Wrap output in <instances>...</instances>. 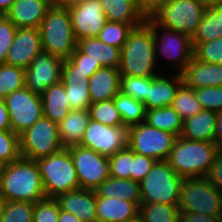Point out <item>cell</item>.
<instances>
[{"label": "cell", "mask_w": 222, "mask_h": 222, "mask_svg": "<svg viewBox=\"0 0 222 222\" xmlns=\"http://www.w3.org/2000/svg\"><path fill=\"white\" fill-rule=\"evenodd\" d=\"M0 190L6 202L22 201L35 204L46 198L37 162L22 157L4 164L0 175Z\"/></svg>", "instance_id": "cell-1"}, {"label": "cell", "mask_w": 222, "mask_h": 222, "mask_svg": "<svg viewBox=\"0 0 222 222\" xmlns=\"http://www.w3.org/2000/svg\"><path fill=\"white\" fill-rule=\"evenodd\" d=\"M156 63L152 26L145 20L131 31L121 48L119 71L128 76H157Z\"/></svg>", "instance_id": "cell-2"}, {"label": "cell", "mask_w": 222, "mask_h": 222, "mask_svg": "<svg viewBox=\"0 0 222 222\" xmlns=\"http://www.w3.org/2000/svg\"><path fill=\"white\" fill-rule=\"evenodd\" d=\"M218 151L214 142L179 136L166 161L182 178L206 177Z\"/></svg>", "instance_id": "cell-3"}, {"label": "cell", "mask_w": 222, "mask_h": 222, "mask_svg": "<svg viewBox=\"0 0 222 222\" xmlns=\"http://www.w3.org/2000/svg\"><path fill=\"white\" fill-rule=\"evenodd\" d=\"M38 29L44 51L63 61L74 53L77 39L68 9L51 5Z\"/></svg>", "instance_id": "cell-4"}, {"label": "cell", "mask_w": 222, "mask_h": 222, "mask_svg": "<svg viewBox=\"0 0 222 222\" xmlns=\"http://www.w3.org/2000/svg\"><path fill=\"white\" fill-rule=\"evenodd\" d=\"M46 198L80 188L76 170L68 148L36 160Z\"/></svg>", "instance_id": "cell-5"}, {"label": "cell", "mask_w": 222, "mask_h": 222, "mask_svg": "<svg viewBox=\"0 0 222 222\" xmlns=\"http://www.w3.org/2000/svg\"><path fill=\"white\" fill-rule=\"evenodd\" d=\"M183 180L166 160L156 161L140 182L142 203L179 205Z\"/></svg>", "instance_id": "cell-6"}, {"label": "cell", "mask_w": 222, "mask_h": 222, "mask_svg": "<svg viewBox=\"0 0 222 222\" xmlns=\"http://www.w3.org/2000/svg\"><path fill=\"white\" fill-rule=\"evenodd\" d=\"M206 12L197 0H169L148 17L158 26L188 34L191 38Z\"/></svg>", "instance_id": "cell-7"}, {"label": "cell", "mask_w": 222, "mask_h": 222, "mask_svg": "<svg viewBox=\"0 0 222 222\" xmlns=\"http://www.w3.org/2000/svg\"><path fill=\"white\" fill-rule=\"evenodd\" d=\"M178 206L180 212L222 216V193L206 177L184 178Z\"/></svg>", "instance_id": "cell-8"}, {"label": "cell", "mask_w": 222, "mask_h": 222, "mask_svg": "<svg viewBox=\"0 0 222 222\" xmlns=\"http://www.w3.org/2000/svg\"><path fill=\"white\" fill-rule=\"evenodd\" d=\"M19 142L21 157L35 161L63 148L58 124L45 116L19 134Z\"/></svg>", "instance_id": "cell-9"}, {"label": "cell", "mask_w": 222, "mask_h": 222, "mask_svg": "<svg viewBox=\"0 0 222 222\" xmlns=\"http://www.w3.org/2000/svg\"><path fill=\"white\" fill-rule=\"evenodd\" d=\"M146 21L152 26L156 61L158 62L161 54V57L163 56L167 60L170 59V62L172 61L171 64L173 63L176 73H182L193 58L192 38L180 31L162 28L156 25L149 17H146Z\"/></svg>", "instance_id": "cell-10"}, {"label": "cell", "mask_w": 222, "mask_h": 222, "mask_svg": "<svg viewBox=\"0 0 222 222\" xmlns=\"http://www.w3.org/2000/svg\"><path fill=\"white\" fill-rule=\"evenodd\" d=\"M177 135L156 129L145 122L128 128V146L137 154L167 160Z\"/></svg>", "instance_id": "cell-11"}, {"label": "cell", "mask_w": 222, "mask_h": 222, "mask_svg": "<svg viewBox=\"0 0 222 222\" xmlns=\"http://www.w3.org/2000/svg\"><path fill=\"white\" fill-rule=\"evenodd\" d=\"M67 148L73 160L80 188L95 190L111 176L108 156L79 145Z\"/></svg>", "instance_id": "cell-12"}, {"label": "cell", "mask_w": 222, "mask_h": 222, "mask_svg": "<svg viewBox=\"0 0 222 222\" xmlns=\"http://www.w3.org/2000/svg\"><path fill=\"white\" fill-rule=\"evenodd\" d=\"M4 101L9 113L11 131L18 135L43 116L41 95L31 92L26 87L14 91Z\"/></svg>", "instance_id": "cell-13"}, {"label": "cell", "mask_w": 222, "mask_h": 222, "mask_svg": "<svg viewBox=\"0 0 222 222\" xmlns=\"http://www.w3.org/2000/svg\"><path fill=\"white\" fill-rule=\"evenodd\" d=\"M79 146L109 157L128 146V127L107 126L89 119Z\"/></svg>", "instance_id": "cell-14"}, {"label": "cell", "mask_w": 222, "mask_h": 222, "mask_svg": "<svg viewBox=\"0 0 222 222\" xmlns=\"http://www.w3.org/2000/svg\"><path fill=\"white\" fill-rule=\"evenodd\" d=\"M63 60L42 50L25 69V87L41 95L47 88L61 82Z\"/></svg>", "instance_id": "cell-15"}, {"label": "cell", "mask_w": 222, "mask_h": 222, "mask_svg": "<svg viewBox=\"0 0 222 222\" xmlns=\"http://www.w3.org/2000/svg\"><path fill=\"white\" fill-rule=\"evenodd\" d=\"M68 10L77 40L97 37L108 21L99 0H86Z\"/></svg>", "instance_id": "cell-16"}, {"label": "cell", "mask_w": 222, "mask_h": 222, "mask_svg": "<svg viewBox=\"0 0 222 222\" xmlns=\"http://www.w3.org/2000/svg\"><path fill=\"white\" fill-rule=\"evenodd\" d=\"M42 50L38 28H17L5 64L27 69Z\"/></svg>", "instance_id": "cell-17"}, {"label": "cell", "mask_w": 222, "mask_h": 222, "mask_svg": "<svg viewBox=\"0 0 222 222\" xmlns=\"http://www.w3.org/2000/svg\"><path fill=\"white\" fill-rule=\"evenodd\" d=\"M88 79L68 59L63 61L61 82L65 86L71 110L89 109L91 99Z\"/></svg>", "instance_id": "cell-18"}, {"label": "cell", "mask_w": 222, "mask_h": 222, "mask_svg": "<svg viewBox=\"0 0 222 222\" xmlns=\"http://www.w3.org/2000/svg\"><path fill=\"white\" fill-rule=\"evenodd\" d=\"M60 210L70 212L82 222H97L95 190L79 188L58 195Z\"/></svg>", "instance_id": "cell-19"}, {"label": "cell", "mask_w": 222, "mask_h": 222, "mask_svg": "<svg viewBox=\"0 0 222 222\" xmlns=\"http://www.w3.org/2000/svg\"><path fill=\"white\" fill-rule=\"evenodd\" d=\"M51 0H15L5 16L17 28H38Z\"/></svg>", "instance_id": "cell-20"}, {"label": "cell", "mask_w": 222, "mask_h": 222, "mask_svg": "<svg viewBox=\"0 0 222 222\" xmlns=\"http://www.w3.org/2000/svg\"><path fill=\"white\" fill-rule=\"evenodd\" d=\"M159 73L148 87L147 97L143 101L146 110L172 106L176 93L183 84L181 73L175 72L174 75H169L168 78L163 75L164 72Z\"/></svg>", "instance_id": "cell-21"}, {"label": "cell", "mask_w": 222, "mask_h": 222, "mask_svg": "<svg viewBox=\"0 0 222 222\" xmlns=\"http://www.w3.org/2000/svg\"><path fill=\"white\" fill-rule=\"evenodd\" d=\"M181 74L183 83L192 89L222 86L221 64L204 63L193 57Z\"/></svg>", "instance_id": "cell-22"}, {"label": "cell", "mask_w": 222, "mask_h": 222, "mask_svg": "<svg viewBox=\"0 0 222 222\" xmlns=\"http://www.w3.org/2000/svg\"><path fill=\"white\" fill-rule=\"evenodd\" d=\"M97 222H128L139 216V206L116 197H96Z\"/></svg>", "instance_id": "cell-23"}, {"label": "cell", "mask_w": 222, "mask_h": 222, "mask_svg": "<svg viewBox=\"0 0 222 222\" xmlns=\"http://www.w3.org/2000/svg\"><path fill=\"white\" fill-rule=\"evenodd\" d=\"M120 78L119 69L99 68L88 79L91 103L113 99L120 92Z\"/></svg>", "instance_id": "cell-24"}, {"label": "cell", "mask_w": 222, "mask_h": 222, "mask_svg": "<svg viewBox=\"0 0 222 222\" xmlns=\"http://www.w3.org/2000/svg\"><path fill=\"white\" fill-rule=\"evenodd\" d=\"M216 119L217 113L205 109L201 110L183 121L181 137L192 141L214 142Z\"/></svg>", "instance_id": "cell-25"}, {"label": "cell", "mask_w": 222, "mask_h": 222, "mask_svg": "<svg viewBox=\"0 0 222 222\" xmlns=\"http://www.w3.org/2000/svg\"><path fill=\"white\" fill-rule=\"evenodd\" d=\"M76 47L87 55V58L99 62L101 67L119 69L121 49L105 44L97 37H87L77 40Z\"/></svg>", "instance_id": "cell-26"}, {"label": "cell", "mask_w": 222, "mask_h": 222, "mask_svg": "<svg viewBox=\"0 0 222 222\" xmlns=\"http://www.w3.org/2000/svg\"><path fill=\"white\" fill-rule=\"evenodd\" d=\"M90 119L89 109L71 110L58 124L59 138L63 147L79 145Z\"/></svg>", "instance_id": "cell-27"}, {"label": "cell", "mask_w": 222, "mask_h": 222, "mask_svg": "<svg viewBox=\"0 0 222 222\" xmlns=\"http://www.w3.org/2000/svg\"><path fill=\"white\" fill-rule=\"evenodd\" d=\"M99 2L108 21L142 24L146 20L137 0H99Z\"/></svg>", "instance_id": "cell-28"}, {"label": "cell", "mask_w": 222, "mask_h": 222, "mask_svg": "<svg viewBox=\"0 0 222 222\" xmlns=\"http://www.w3.org/2000/svg\"><path fill=\"white\" fill-rule=\"evenodd\" d=\"M43 116L59 124L71 111L62 82L47 88L42 94Z\"/></svg>", "instance_id": "cell-29"}, {"label": "cell", "mask_w": 222, "mask_h": 222, "mask_svg": "<svg viewBox=\"0 0 222 222\" xmlns=\"http://www.w3.org/2000/svg\"><path fill=\"white\" fill-rule=\"evenodd\" d=\"M96 197H116L141 205L140 183L131 179H120L110 176L95 189Z\"/></svg>", "instance_id": "cell-30"}, {"label": "cell", "mask_w": 222, "mask_h": 222, "mask_svg": "<svg viewBox=\"0 0 222 222\" xmlns=\"http://www.w3.org/2000/svg\"><path fill=\"white\" fill-rule=\"evenodd\" d=\"M183 121L172 106L146 111L145 123L156 129L171 132L178 137L181 136L183 130Z\"/></svg>", "instance_id": "cell-31"}, {"label": "cell", "mask_w": 222, "mask_h": 222, "mask_svg": "<svg viewBox=\"0 0 222 222\" xmlns=\"http://www.w3.org/2000/svg\"><path fill=\"white\" fill-rule=\"evenodd\" d=\"M220 37H222V6L208 8L192 36V43H206Z\"/></svg>", "instance_id": "cell-32"}, {"label": "cell", "mask_w": 222, "mask_h": 222, "mask_svg": "<svg viewBox=\"0 0 222 222\" xmlns=\"http://www.w3.org/2000/svg\"><path fill=\"white\" fill-rule=\"evenodd\" d=\"M113 99L124 126L129 128L141 122H145L147 110L142 101L123 95L121 92Z\"/></svg>", "instance_id": "cell-33"}, {"label": "cell", "mask_w": 222, "mask_h": 222, "mask_svg": "<svg viewBox=\"0 0 222 222\" xmlns=\"http://www.w3.org/2000/svg\"><path fill=\"white\" fill-rule=\"evenodd\" d=\"M139 217L144 222H180L178 205L141 203Z\"/></svg>", "instance_id": "cell-34"}, {"label": "cell", "mask_w": 222, "mask_h": 222, "mask_svg": "<svg viewBox=\"0 0 222 222\" xmlns=\"http://www.w3.org/2000/svg\"><path fill=\"white\" fill-rule=\"evenodd\" d=\"M25 69L8 65L0 64V99H5L14 91L25 87Z\"/></svg>", "instance_id": "cell-35"}, {"label": "cell", "mask_w": 222, "mask_h": 222, "mask_svg": "<svg viewBox=\"0 0 222 222\" xmlns=\"http://www.w3.org/2000/svg\"><path fill=\"white\" fill-rule=\"evenodd\" d=\"M172 107L183 120L203 110L202 105L196 98L194 89L186 86L184 83L179 87Z\"/></svg>", "instance_id": "cell-36"}, {"label": "cell", "mask_w": 222, "mask_h": 222, "mask_svg": "<svg viewBox=\"0 0 222 222\" xmlns=\"http://www.w3.org/2000/svg\"><path fill=\"white\" fill-rule=\"evenodd\" d=\"M140 25L107 21L97 38L105 44L121 49L131 31Z\"/></svg>", "instance_id": "cell-37"}, {"label": "cell", "mask_w": 222, "mask_h": 222, "mask_svg": "<svg viewBox=\"0 0 222 222\" xmlns=\"http://www.w3.org/2000/svg\"><path fill=\"white\" fill-rule=\"evenodd\" d=\"M90 119L107 126H124L121 116L114 104V99L91 103Z\"/></svg>", "instance_id": "cell-38"}, {"label": "cell", "mask_w": 222, "mask_h": 222, "mask_svg": "<svg viewBox=\"0 0 222 222\" xmlns=\"http://www.w3.org/2000/svg\"><path fill=\"white\" fill-rule=\"evenodd\" d=\"M155 76L136 77L121 75L120 92L123 95L130 96L135 100L144 101L147 97L148 87L153 82Z\"/></svg>", "instance_id": "cell-39"}, {"label": "cell", "mask_w": 222, "mask_h": 222, "mask_svg": "<svg viewBox=\"0 0 222 222\" xmlns=\"http://www.w3.org/2000/svg\"><path fill=\"white\" fill-rule=\"evenodd\" d=\"M134 151L129 147L109 156L110 175L120 179H131Z\"/></svg>", "instance_id": "cell-40"}, {"label": "cell", "mask_w": 222, "mask_h": 222, "mask_svg": "<svg viewBox=\"0 0 222 222\" xmlns=\"http://www.w3.org/2000/svg\"><path fill=\"white\" fill-rule=\"evenodd\" d=\"M33 210V203L7 201L0 214V222H33Z\"/></svg>", "instance_id": "cell-41"}, {"label": "cell", "mask_w": 222, "mask_h": 222, "mask_svg": "<svg viewBox=\"0 0 222 222\" xmlns=\"http://www.w3.org/2000/svg\"><path fill=\"white\" fill-rule=\"evenodd\" d=\"M192 46L196 60L222 65V37L206 43H192Z\"/></svg>", "instance_id": "cell-42"}, {"label": "cell", "mask_w": 222, "mask_h": 222, "mask_svg": "<svg viewBox=\"0 0 222 222\" xmlns=\"http://www.w3.org/2000/svg\"><path fill=\"white\" fill-rule=\"evenodd\" d=\"M20 158L19 135L11 130H0V161L8 164Z\"/></svg>", "instance_id": "cell-43"}, {"label": "cell", "mask_w": 222, "mask_h": 222, "mask_svg": "<svg viewBox=\"0 0 222 222\" xmlns=\"http://www.w3.org/2000/svg\"><path fill=\"white\" fill-rule=\"evenodd\" d=\"M203 109L218 113L222 111V86L194 89Z\"/></svg>", "instance_id": "cell-44"}, {"label": "cell", "mask_w": 222, "mask_h": 222, "mask_svg": "<svg viewBox=\"0 0 222 222\" xmlns=\"http://www.w3.org/2000/svg\"><path fill=\"white\" fill-rule=\"evenodd\" d=\"M60 207L54 198H45L34 204L33 222H58Z\"/></svg>", "instance_id": "cell-45"}, {"label": "cell", "mask_w": 222, "mask_h": 222, "mask_svg": "<svg viewBox=\"0 0 222 222\" xmlns=\"http://www.w3.org/2000/svg\"><path fill=\"white\" fill-rule=\"evenodd\" d=\"M17 27L5 16L0 15V64L5 63Z\"/></svg>", "instance_id": "cell-46"}, {"label": "cell", "mask_w": 222, "mask_h": 222, "mask_svg": "<svg viewBox=\"0 0 222 222\" xmlns=\"http://www.w3.org/2000/svg\"><path fill=\"white\" fill-rule=\"evenodd\" d=\"M68 60L77 67L78 71L86 74L88 78L101 68L99 62H95L92 59L87 58V55L83 54L77 47Z\"/></svg>", "instance_id": "cell-47"}, {"label": "cell", "mask_w": 222, "mask_h": 222, "mask_svg": "<svg viewBox=\"0 0 222 222\" xmlns=\"http://www.w3.org/2000/svg\"><path fill=\"white\" fill-rule=\"evenodd\" d=\"M156 160L140 155L134 152L133 167L131 171V180L140 183L141 180L149 173Z\"/></svg>", "instance_id": "cell-48"}, {"label": "cell", "mask_w": 222, "mask_h": 222, "mask_svg": "<svg viewBox=\"0 0 222 222\" xmlns=\"http://www.w3.org/2000/svg\"><path fill=\"white\" fill-rule=\"evenodd\" d=\"M207 180L222 193V151H218L206 176Z\"/></svg>", "instance_id": "cell-49"}, {"label": "cell", "mask_w": 222, "mask_h": 222, "mask_svg": "<svg viewBox=\"0 0 222 222\" xmlns=\"http://www.w3.org/2000/svg\"><path fill=\"white\" fill-rule=\"evenodd\" d=\"M180 222H222V216L205 215L195 212H180Z\"/></svg>", "instance_id": "cell-50"}, {"label": "cell", "mask_w": 222, "mask_h": 222, "mask_svg": "<svg viewBox=\"0 0 222 222\" xmlns=\"http://www.w3.org/2000/svg\"><path fill=\"white\" fill-rule=\"evenodd\" d=\"M169 0H137L141 12L148 17L160 5H164Z\"/></svg>", "instance_id": "cell-51"}, {"label": "cell", "mask_w": 222, "mask_h": 222, "mask_svg": "<svg viewBox=\"0 0 222 222\" xmlns=\"http://www.w3.org/2000/svg\"><path fill=\"white\" fill-rule=\"evenodd\" d=\"M0 130H11L9 113L4 99H0Z\"/></svg>", "instance_id": "cell-52"}, {"label": "cell", "mask_w": 222, "mask_h": 222, "mask_svg": "<svg viewBox=\"0 0 222 222\" xmlns=\"http://www.w3.org/2000/svg\"><path fill=\"white\" fill-rule=\"evenodd\" d=\"M214 143L217 145L218 150L222 151V111L217 113Z\"/></svg>", "instance_id": "cell-53"}, {"label": "cell", "mask_w": 222, "mask_h": 222, "mask_svg": "<svg viewBox=\"0 0 222 222\" xmlns=\"http://www.w3.org/2000/svg\"><path fill=\"white\" fill-rule=\"evenodd\" d=\"M86 0H51V5L55 7L69 9L82 4Z\"/></svg>", "instance_id": "cell-54"}, {"label": "cell", "mask_w": 222, "mask_h": 222, "mask_svg": "<svg viewBox=\"0 0 222 222\" xmlns=\"http://www.w3.org/2000/svg\"><path fill=\"white\" fill-rule=\"evenodd\" d=\"M58 222H82L78 217H76L74 214L60 210Z\"/></svg>", "instance_id": "cell-55"}, {"label": "cell", "mask_w": 222, "mask_h": 222, "mask_svg": "<svg viewBox=\"0 0 222 222\" xmlns=\"http://www.w3.org/2000/svg\"><path fill=\"white\" fill-rule=\"evenodd\" d=\"M201 3L206 9L211 7L222 6V0H197Z\"/></svg>", "instance_id": "cell-56"}, {"label": "cell", "mask_w": 222, "mask_h": 222, "mask_svg": "<svg viewBox=\"0 0 222 222\" xmlns=\"http://www.w3.org/2000/svg\"><path fill=\"white\" fill-rule=\"evenodd\" d=\"M15 0H0V15H5Z\"/></svg>", "instance_id": "cell-57"}, {"label": "cell", "mask_w": 222, "mask_h": 222, "mask_svg": "<svg viewBox=\"0 0 222 222\" xmlns=\"http://www.w3.org/2000/svg\"><path fill=\"white\" fill-rule=\"evenodd\" d=\"M5 203H6V200H5L4 195L1 193V190H0V214L2 213V211L4 209Z\"/></svg>", "instance_id": "cell-58"}, {"label": "cell", "mask_w": 222, "mask_h": 222, "mask_svg": "<svg viewBox=\"0 0 222 222\" xmlns=\"http://www.w3.org/2000/svg\"><path fill=\"white\" fill-rule=\"evenodd\" d=\"M128 222H144V221L138 216L136 219Z\"/></svg>", "instance_id": "cell-59"}, {"label": "cell", "mask_w": 222, "mask_h": 222, "mask_svg": "<svg viewBox=\"0 0 222 222\" xmlns=\"http://www.w3.org/2000/svg\"><path fill=\"white\" fill-rule=\"evenodd\" d=\"M3 167H4V163L0 161V175H1L2 171H3Z\"/></svg>", "instance_id": "cell-60"}]
</instances>
